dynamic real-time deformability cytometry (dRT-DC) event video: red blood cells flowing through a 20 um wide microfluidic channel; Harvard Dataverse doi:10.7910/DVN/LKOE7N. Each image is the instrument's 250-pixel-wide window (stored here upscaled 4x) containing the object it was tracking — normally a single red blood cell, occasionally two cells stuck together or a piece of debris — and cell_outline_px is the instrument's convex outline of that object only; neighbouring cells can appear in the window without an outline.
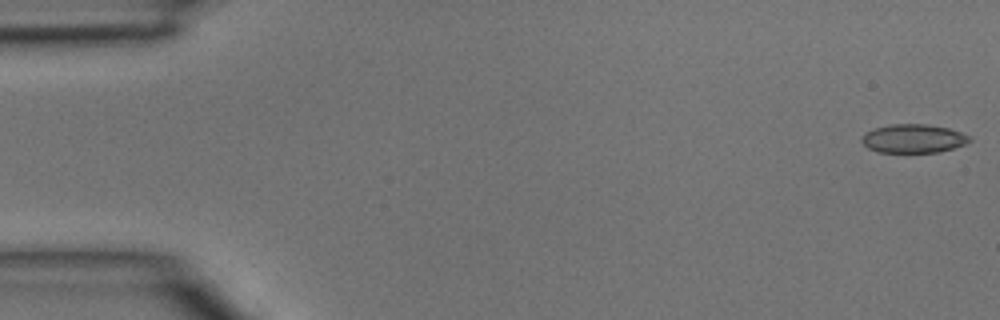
{"species": "common noctule bat (a hibernating species)", "species_latin": "Nyctalus noctula", "temperature_condition": "room temperature", "stored_images_in_passage": 3, "camera_frame_rate_fps": 3000, "um_per_image_px": 0.085, "animal": {"sex": "male", "body_mass_g": 15.6}, "frame": {"image": 1, "passage_image": 3, "time_ms": 0.667, "image_size_px": [1000, 320], "cell_outline_px": [[972, 140], [964, 144], [940, 152], [876, 152], [868, 148], [860, 140], [868, 132], [876, 128], [892, 124], [928, 124], [948, 128], [972, 136]], "centroid_in_image_um": [77.67, 11.78], "position_along_channel_um": 7.3, "area_um2": 17.86}}